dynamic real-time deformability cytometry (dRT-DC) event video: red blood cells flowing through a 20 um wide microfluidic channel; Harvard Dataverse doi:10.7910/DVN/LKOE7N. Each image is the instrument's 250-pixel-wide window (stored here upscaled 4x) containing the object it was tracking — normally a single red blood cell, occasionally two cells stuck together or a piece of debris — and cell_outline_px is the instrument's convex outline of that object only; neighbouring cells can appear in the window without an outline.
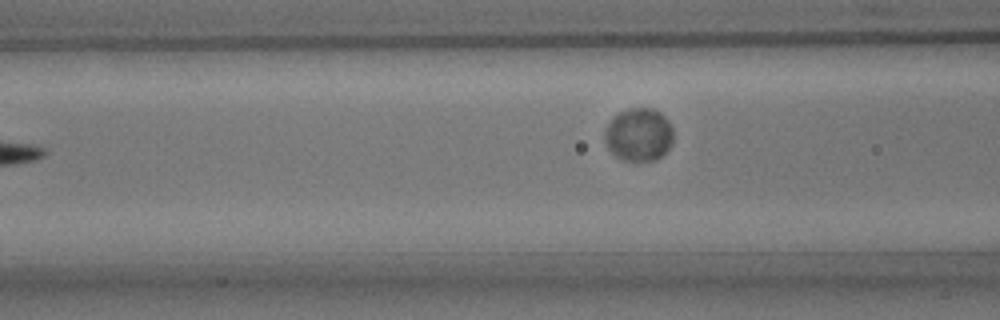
{"species": "common noctule bat (a hibernating species)", "species_latin": "Nyctalus noctula", "temperature_condition": "room temperature", "stored_images_in_passage": 7, "camera_frame_rate_fps": 3000, "um_per_image_px": 0.085, "animal": {"sex": "male", "body_mass_g": 15.6}, "frame": {"image": 1, "passage_image": 7, "time_ms": 8.0, "image_size_px": [1000, 320], "cell_outline_px": [[672, 144], [656, 160], [624, 160], [616, 156], [608, 148], [604, 140], [604, 128], [620, 112], [632, 108], [652, 108], [660, 112], [668, 120], [672, 128]], "centroid_in_image_um": [54.29, 11.44], "position_along_channel_um": 112.3, "area_um2": 20.98}}